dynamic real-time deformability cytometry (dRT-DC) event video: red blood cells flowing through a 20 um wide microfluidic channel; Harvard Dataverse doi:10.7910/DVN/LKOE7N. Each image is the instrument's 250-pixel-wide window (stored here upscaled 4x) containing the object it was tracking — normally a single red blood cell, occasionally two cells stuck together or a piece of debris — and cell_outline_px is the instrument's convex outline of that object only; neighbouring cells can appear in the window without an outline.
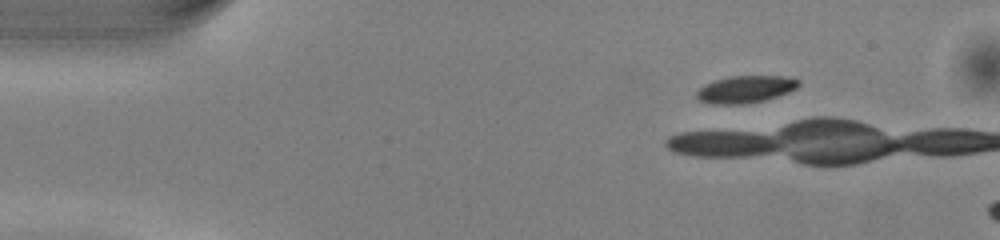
{"species": "common noctule bat (a hibernating species)", "species_latin": "Nyctalus noctula", "temperature_condition": "warm", "stored_images_in_passage": 3, "camera_frame_rate_fps": 3000, "um_per_image_px": 0.085, "animal": {"sex": "male", "body_mass_g": 13.0, "forearm_length_mm": 53.1}, "frame": {"image": 1, "passage_image": 1, "time_ms": 0.0, "image_size_px": [1000, 240], "cell_outline_px": [[800, 84], [796, 88], [788, 92], [764, 100], [744, 104], [712, 104], [700, 100], [696, 96], [696, 92], [704, 84], [728, 76], [784, 76], [800, 80]], "centroid_in_image_um": [63.36, 7.58], "position_along_channel_um": 21.6, "area_um2": 16.07}}